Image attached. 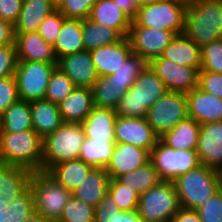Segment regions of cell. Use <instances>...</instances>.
Instances as JSON below:
<instances>
[{"instance_id": "obj_1", "label": "cell", "mask_w": 222, "mask_h": 222, "mask_svg": "<svg viewBox=\"0 0 222 222\" xmlns=\"http://www.w3.org/2000/svg\"><path fill=\"white\" fill-rule=\"evenodd\" d=\"M184 34L199 47L222 38V0H192L186 8Z\"/></svg>"}, {"instance_id": "obj_2", "label": "cell", "mask_w": 222, "mask_h": 222, "mask_svg": "<svg viewBox=\"0 0 222 222\" xmlns=\"http://www.w3.org/2000/svg\"><path fill=\"white\" fill-rule=\"evenodd\" d=\"M180 207L198 209L222 188L220 171L200 164L173 181Z\"/></svg>"}, {"instance_id": "obj_3", "label": "cell", "mask_w": 222, "mask_h": 222, "mask_svg": "<svg viewBox=\"0 0 222 222\" xmlns=\"http://www.w3.org/2000/svg\"><path fill=\"white\" fill-rule=\"evenodd\" d=\"M42 143L35 130L0 132V163L42 171Z\"/></svg>"}, {"instance_id": "obj_4", "label": "cell", "mask_w": 222, "mask_h": 222, "mask_svg": "<svg viewBox=\"0 0 222 222\" xmlns=\"http://www.w3.org/2000/svg\"><path fill=\"white\" fill-rule=\"evenodd\" d=\"M168 90L147 65L120 99L115 112L119 116L145 118L148 109Z\"/></svg>"}, {"instance_id": "obj_5", "label": "cell", "mask_w": 222, "mask_h": 222, "mask_svg": "<svg viewBox=\"0 0 222 222\" xmlns=\"http://www.w3.org/2000/svg\"><path fill=\"white\" fill-rule=\"evenodd\" d=\"M85 138L81 123L69 122H64L45 136L42 143V172H48L58 163L78 159Z\"/></svg>"}, {"instance_id": "obj_6", "label": "cell", "mask_w": 222, "mask_h": 222, "mask_svg": "<svg viewBox=\"0 0 222 222\" xmlns=\"http://www.w3.org/2000/svg\"><path fill=\"white\" fill-rule=\"evenodd\" d=\"M29 188L34 207L47 222H58L72 192L59 185L47 172H33Z\"/></svg>"}, {"instance_id": "obj_7", "label": "cell", "mask_w": 222, "mask_h": 222, "mask_svg": "<svg viewBox=\"0 0 222 222\" xmlns=\"http://www.w3.org/2000/svg\"><path fill=\"white\" fill-rule=\"evenodd\" d=\"M179 208L173 182L162 180L158 185L139 195L137 212L142 221L170 222Z\"/></svg>"}, {"instance_id": "obj_8", "label": "cell", "mask_w": 222, "mask_h": 222, "mask_svg": "<svg viewBox=\"0 0 222 222\" xmlns=\"http://www.w3.org/2000/svg\"><path fill=\"white\" fill-rule=\"evenodd\" d=\"M187 4L177 0H160L140 7L133 21L138 26L184 34Z\"/></svg>"}, {"instance_id": "obj_9", "label": "cell", "mask_w": 222, "mask_h": 222, "mask_svg": "<svg viewBox=\"0 0 222 222\" xmlns=\"http://www.w3.org/2000/svg\"><path fill=\"white\" fill-rule=\"evenodd\" d=\"M188 117L186 94L168 91L148 109L145 119L161 137Z\"/></svg>"}, {"instance_id": "obj_10", "label": "cell", "mask_w": 222, "mask_h": 222, "mask_svg": "<svg viewBox=\"0 0 222 222\" xmlns=\"http://www.w3.org/2000/svg\"><path fill=\"white\" fill-rule=\"evenodd\" d=\"M57 63L18 61L14 74L19 98L24 101L44 99L50 76Z\"/></svg>"}, {"instance_id": "obj_11", "label": "cell", "mask_w": 222, "mask_h": 222, "mask_svg": "<svg viewBox=\"0 0 222 222\" xmlns=\"http://www.w3.org/2000/svg\"><path fill=\"white\" fill-rule=\"evenodd\" d=\"M150 161L160 178L165 181H173L200 165L196 150H175L160 139L150 152Z\"/></svg>"}, {"instance_id": "obj_12", "label": "cell", "mask_w": 222, "mask_h": 222, "mask_svg": "<svg viewBox=\"0 0 222 222\" xmlns=\"http://www.w3.org/2000/svg\"><path fill=\"white\" fill-rule=\"evenodd\" d=\"M175 36L176 34L172 31L138 26L132 20L128 39L133 53L149 63L152 59L162 55Z\"/></svg>"}, {"instance_id": "obj_13", "label": "cell", "mask_w": 222, "mask_h": 222, "mask_svg": "<svg viewBox=\"0 0 222 222\" xmlns=\"http://www.w3.org/2000/svg\"><path fill=\"white\" fill-rule=\"evenodd\" d=\"M148 65L163 81L168 91L188 93L198 86L199 70L156 57Z\"/></svg>"}, {"instance_id": "obj_14", "label": "cell", "mask_w": 222, "mask_h": 222, "mask_svg": "<svg viewBox=\"0 0 222 222\" xmlns=\"http://www.w3.org/2000/svg\"><path fill=\"white\" fill-rule=\"evenodd\" d=\"M159 138L145 118L117 116L115 121L117 143L131 144L151 152Z\"/></svg>"}, {"instance_id": "obj_15", "label": "cell", "mask_w": 222, "mask_h": 222, "mask_svg": "<svg viewBox=\"0 0 222 222\" xmlns=\"http://www.w3.org/2000/svg\"><path fill=\"white\" fill-rule=\"evenodd\" d=\"M133 53L128 37L90 51L92 62L98 77H107L120 69Z\"/></svg>"}, {"instance_id": "obj_16", "label": "cell", "mask_w": 222, "mask_h": 222, "mask_svg": "<svg viewBox=\"0 0 222 222\" xmlns=\"http://www.w3.org/2000/svg\"><path fill=\"white\" fill-rule=\"evenodd\" d=\"M196 152L200 164L222 169V121L200 125Z\"/></svg>"}, {"instance_id": "obj_17", "label": "cell", "mask_w": 222, "mask_h": 222, "mask_svg": "<svg viewBox=\"0 0 222 222\" xmlns=\"http://www.w3.org/2000/svg\"><path fill=\"white\" fill-rule=\"evenodd\" d=\"M150 161V152L127 143H115L113 154L105 167L110 178L117 179L121 175L144 166Z\"/></svg>"}, {"instance_id": "obj_18", "label": "cell", "mask_w": 222, "mask_h": 222, "mask_svg": "<svg viewBox=\"0 0 222 222\" xmlns=\"http://www.w3.org/2000/svg\"><path fill=\"white\" fill-rule=\"evenodd\" d=\"M57 67L71 79L75 87L92 88L98 79L90 51L84 50L59 58Z\"/></svg>"}, {"instance_id": "obj_19", "label": "cell", "mask_w": 222, "mask_h": 222, "mask_svg": "<svg viewBox=\"0 0 222 222\" xmlns=\"http://www.w3.org/2000/svg\"><path fill=\"white\" fill-rule=\"evenodd\" d=\"M188 115L200 125L222 121V99L198 86L186 93Z\"/></svg>"}, {"instance_id": "obj_20", "label": "cell", "mask_w": 222, "mask_h": 222, "mask_svg": "<svg viewBox=\"0 0 222 222\" xmlns=\"http://www.w3.org/2000/svg\"><path fill=\"white\" fill-rule=\"evenodd\" d=\"M18 61L57 63L53 46L38 32L14 33Z\"/></svg>"}, {"instance_id": "obj_21", "label": "cell", "mask_w": 222, "mask_h": 222, "mask_svg": "<svg viewBox=\"0 0 222 222\" xmlns=\"http://www.w3.org/2000/svg\"><path fill=\"white\" fill-rule=\"evenodd\" d=\"M115 109L94 107L91 113L81 123L86 138L104 142L115 141Z\"/></svg>"}, {"instance_id": "obj_22", "label": "cell", "mask_w": 222, "mask_h": 222, "mask_svg": "<svg viewBox=\"0 0 222 222\" xmlns=\"http://www.w3.org/2000/svg\"><path fill=\"white\" fill-rule=\"evenodd\" d=\"M94 107L92 89L88 87H75L63 101L58 103L63 122L69 123H82Z\"/></svg>"}, {"instance_id": "obj_23", "label": "cell", "mask_w": 222, "mask_h": 222, "mask_svg": "<svg viewBox=\"0 0 222 222\" xmlns=\"http://www.w3.org/2000/svg\"><path fill=\"white\" fill-rule=\"evenodd\" d=\"M55 10L56 5L51 0H23L14 33L38 32L41 22Z\"/></svg>"}, {"instance_id": "obj_24", "label": "cell", "mask_w": 222, "mask_h": 222, "mask_svg": "<svg viewBox=\"0 0 222 222\" xmlns=\"http://www.w3.org/2000/svg\"><path fill=\"white\" fill-rule=\"evenodd\" d=\"M89 18L113 28L121 37H128L132 20L116 6L113 0H97Z\"/></svg>"}, {"instance_id": "obj_25", "label": "cell", "mask_w": 222, "mask_h": 222, "mask_svg": "<svg viewBox=\"0 0 222 222\" xmlns=\"http://www.w3.org/2000/svg\"><path fill=\"white\" fill-rule=\"evenodd\" d=\"M161 57L179 65L201 69V47L185 34L176 35Z\"/></svg>"}, {"instance_id": "obj_26", "label": "cell", "mask_w": 222, "mask_h": 222, "mask_svg": "<svg viewBox=\"0 0 222 222\" xmlns=\"http://www.w3.org/2000/svg\"><path fill=\"white\" fill-rule=\"evenodd\" d=\"M33 130L43 139L53 133L64 122L58 104L45 99L30 102Z\"/></svg>"}, {"instance_id": "obj_27", "label": "cell", "mask_w": 222, "mask_h": 222, "mask_svg": "<svg viewBox=\"0 0 222 222\" xmlns=\"http://www.w3.org/2000/svg\"><path fill=\"white\" fill-rule=\"evenodd\" d=\"M33 171L0 163V197L12 201L28 188Z\"/></svg>"}, {"instance_id": "obj_28", "label": "cell", "mask_w": 222, "mask_h": 222, "mask_svg": "<svg viewBox=\"0 0 222 222\" xmlns=\"http://www.w3.org/2000/svg\"><path fill=\"white\" fill-rule=\"evenodd\" d=\"M94 169L81 159L64 161L54 165L47 173L69 192H73Z\"/></svg>"}, {"instance_id": "obj_29", "label": "cell", "mask_w": 222, "mask_h": 222, "mask_svg": "<svg viewBox=\"0 0 222 222\" xmlns=\"http://www.w3.org/2000/svg\"><path fill=\"white\" fill-rule=\"evenodd\" d=\"M200 124L188 117L180 121L172 130L165 132L159 139L175 150H196Z\"/></svg>"}, {"instance_id": "obj_30", "label": "cell", "mask_w": 222, "mask_h": 222, "mask_svg": "<svg viewBox=\"0 0 222 222\" xmlns=\"http://www.w3.org/2000/svg\"><path fill=\"white\" fill-rule=\"evenodd\" d=\"M110 177L104 168H94L72 195L96 207L108 192Z\"/></svg>"}, {"instance_id": "obj_31", "label": "cell", "mask_w": 222, "mask_h": 222, "mask_svg": "<svg viewBox=\"0 0 222 222\" xmlns=\"http://www.w3.org/2000/svg\"><path fill=\"white\" fill-rule=\"evenodd\" d=\"M57 60L69 54L84 51L81 19H65L53 46Z\"/></svg>"}, {"instance_id": "obj_32", "label": "cell", "mask_w": 222, "mask_h": 222, "mask_svg": "<svg viewBox=\"0 0 222 222\" xmlns=\"http://www.w3.org/2000/svg\"><path fill=\"white\" fill-rule=\"evenodd\" d=\"M33 130L30 102L19 100L0 115V132Z\"/></svg>"}, {"instance_id": "obj_33", "label": "cell", "mask_w": 222, "mask_h": 222, "mask_svg": "<svg viewBox=\"0 0 222 222\" xmlns=\"http://www.w3.org/2000/svg\"><path fill=\"white\" fill-rule=\"evenodd\" d=\"M82 36L86 51L113 44L122 38L113 28L101 25L90 18L82 20Z\"/></svg>"}, {"instance_id": "obj_34", "label": "cell", "mask_w": 222, "mask_h": 222, "mask_svg": "<svg viewBox=\"0 0 222 222\" xmlns=\"http://www.w3.org/2000/svg\"><path fill=\"white\" fill-rule=\"evenodd\" d=\"M117 180L131 190L136 191L139 195L149 190L151 187L158 185L162 181L151 161L144 166L121 175Z\"/></svg>"}, {"instance_id": "obj_35", "label": "cell", "mask_w": 222, "mask_h": 222, "mask_svg": "<svg viewBox=\"0 0 222 222\" xmlns=\"http://www.w3.org/2000/svg\"><path fill=\"white\" fill-rule=\"evenodd\" d=\"M115 143L85 138L78 158L94 168L105 169L113 154Z\"/></svg>"}, {"instance_id": "obj_36", "label": "cell", "mask_w": 222, "mask_h": 222, "mask_svg": "<svg viewBox=\"0 0 222 222\" xmlns=\"http://www.w3.org/2000/svg\"><path fill=\"white\" fill-rule=\"evenodd\" d=\"M130 86H118L108 77H98L92 86L94 105L115 109Z\"/></svg>"}, {"instance_id": "obj_37", "label": "cell", "mask_w": 222, "mask_h": 222, "mask_svg": "<svg viewBox=\"0 0 222 222\" xmlns=\"http://www.w3.org/2000/svg\"><path fill=\"white\" fill-rule=\"evenodd\" d=\"M147 65L148 63L144 59L132 53L120 69L107 77L110 82H114L118 86H131Z\"/></svg>"}, {"instance_id": "obj_38", "label": "cell", "mask_w": 222, "mask_h": 222, "mask_svg": "<svg viewBox=\"0 0 222 222\" xmlns=\"http://www.w3.org/2000/svg\"><path fill=\"white\" fill-rule=\"evenodd\" d=\"M74 88L75 86L71 79L56 67L50 76L44 99L58 104L63 101Z\"/></svg>"}, {"instance_id": "obj_39", "label": "cell", "mask_w": 222, "mask_h": 222, "mask_svg": "<svg viewBox=\"0 0 222 222\" xmlns=\"http://www.w3.org/2000/svg\"><path fill=\"white\" fill-rule=\"evenodd\" d=\"M34 210L32 191L28 188L19 197L8 202L4 222H26V219Z\"/></svg>"}, {"instance_id": "obj_40", "label": "cell", "mask_w": 222, "mask_h": 222, "mask_svg": "<svg viewBox=\"0 0 222 222\" xmlns=\"http://www.w3.org/2000/svg\"><path fill=\"white\" fill-rule=\"evenodd\" d=\"M94 214L95 207L72 195L58 222H94Z\"/></svg>"}, {"instance_id": "obj_41", "label": "cell", "mask_w": 222, "mask_h": 222, "mask_svg": "<svg viewBox=\"0 0 222 222\" xmlns=\"http://www.w3.org/2000/svg\"><path fill=\"white\" fill-rule=\"evenodd\" d=\"M108 193L112 196L121 211L137 210L139 194L115 178H110Z\"/></svg>"}, {"instance_id": "obj_42", "label": "cell", "mask_w": 222, "mask_h": 222, "mask_svg": "<svg viewBox=\"0 0 222 222\" xmlns=\"http://www.w3.org/2000/svg\"><path fill=\"white\" fill-rule=\"evenodd\" d=\"M200 70L222 73V38L201 47Z\"/></svg>"}, {"instance_id": "obj_43", "label": "cell", "mask_w": 222, "mask_h": 222, "mask_svg": "<svg viewBox=\"0 0 222 222\" xmlns=\"http://www.w3.org/2000/svg\"><path fill=\"white\" fill-rule=\"evenodd\" d=\"M97 0H61L56 9L66 19H86L89 18L91 9Z\"/></svg>"}, {"instance_id": "obj_44", "label": "cell", "mask_w": 222, "mask_h": 222, "mask_svg": "<svg viewBox=\"0 0 222 222\" xmlns=\"http://www.w3.org/2000/svg\"><path fill=\"white\" fill-rule=\"evenodd\" d=\"M66 18L56 9L41 22L38 33L46 43L54 44L57 41L61 25Z\"/></svg>"}, {"instance_id": "obj_45", "label": "cell", "mask_w": 222, "mask_h": 222, "mask_svg": "<svg viewBox=\"0 0 222 222\" xmlns=\"http://www.w3.org/2000/svg\"><path fill=\"white\" fill-rule=\"evenodd\" d=\"M202 222H222V188L197 209Z\"/></svg>"}, {"instance_id": "obj_46", "label": "cell", "mask_w": 222, "mask_h": 222, "mask_svg": "<svg viewBox=\"0 0 222 222\" xmlns=\"http://www.w3.org/2000/svg\"><path fill=\"white\" fill-rule=\"evenodd\" d=\"M17 83L14 76L0 78V115L12 104L19 101Z\"/></svg>"}, {"instance_id": "obj_47", "label": "cell", "mask_w": 222, "mask_h": 222, "mask_svg": "<svg viewBox=\"0 0 222 222\" xmlns=\"http://www.w3.org/2000/svg\"><path fill=\"white\" fill-rule=\"evenodd\" d=\"M120 212L118 205L107 192L95 207L94 222H116V217Z\"/></svg>"}, {"instance_id": "obj_48", "label": "cell", "mask_w": 222, "mask_h": 222, "mask_svg": "<svg viewBox=\"0 0 222 222\" xmlns=\"http://www.w3.org/2000/svg\"><path fill=\"white\" fill-rule=\"evenodd\" d=\"M17 63L16 45L0 46V78L14 76Z\"/></svg>"}, {"instance_id": "obj_49", "label": "cell", "mask_w": 222, "mask_h": 222, "mask_svg": "<svg viewBox=\"0 0 222 222\" xmlns=\"http://www.w3.org/2000/svg\"><path fill=\"white\" fill-rule=\"evenodd\" d=\"M198 87L222 99V73L199 70Z\"/></svg>"}, {"instance_id": "obj_50", "label": "cell", "mask_w": 222, "mask_h": 222, "mask_svg": "<svg viewBox=\"0 0 222 222\" xmlns=\"http://www.w3.org/2000/svg\"><path fill=\"white\" fill-rule=\"evenodd\" d=\"M23 0H0V19L15 25L22 10Z\"/></svg>"}, {"instance_id": "obj_51", "label": "cell", "mask_w": 222, "mask_h": 222, "mask_svg": "<svg viewBox=\"0 0 222 222\" xmlns=\"http://www.w3.org/2000/svg\"><path fill=\"white\" fill-rule=\"evenodd\" d=\"M15 44L14 25L0 19V46Z\"/></svg>"}, {"instance_id": "obj_52", "label": "cell", "mask_w": 222, "mask_h": 222, "mask_svg": "<svg viewBox=\"0 0 222 222\" xmlns=\"http://www.w3.org/2000/svg\"><path fill=\"white\" fill-rule=\"evenodd\" d=\"M170 222H202L196 209L180 207Z\"/></svg>"}, {"instance_id": "obj_53", "label": "cell", "mask_w": 222, "mask_h": 222, "mask_svg": "<svg viewBox=\"0 0 222 222\" xmlns=\"http://www.w3.org/2000/svg\"><path fill=\"white\" fill-rule=\"evenodd\" d=\"M116 6L121 9L131 20H133L139 9L135 0H113Z\"/></svg>"}, {"instance_id": "obj_54", "label": "cell", "mask_w": 222, "mask_h": 222, "mask_svg": "<svg viewBox=\"0 0 222 222\" xmlns=\"http://www.w3.org/2000/svg\"><path fill=\"white\" fill-rule=\"evenodd\" d=\"M116 222H142V219L137 210L121 211L116 217Z\"/></svg>"}, {"instance_id": "obj_55", "label": "cell", "mask_w": 222, "mask_h": 222, "mask_svg": "<svg viewBox=\"0 0 222 222\" xmlns=\"http://www.w3.org/2000/svg\"><path fill=\"white\" fill-rule=\"evenodd\" d=\"M26 222H47L44 217L36 210L32 211Z\"/></svg>"}, {"instance_id": "obj_56", "label": "cell", "mask_w": 222, "mask_h": 222, "mask_svg": "<svg viewBox=\"0 0 222 222\" xmlns=\"http://www.w3.org/2000/svg\"><path fill=\"white\" fill-rule=\"evenodd\" d=\"M7 205L8 201L3 197H0V222H4V219L6 218Z\"/></svg>"}, {"instance_id": "obj_57", "label": "cell", "mask_w": 222, "mask_h": 222, "mask_svg": "<svg viewBox=\"0 0 222 222\" xmlns=\"http://www.w3.org/2000/svg\"><path fill=\"white\" fill-rule=\"evenodd\" d=\"M135 1L137 2L138 6L140 8V7H143L146 5H151V4L156 3L160 0H135Z\"/></svg>"}, {"instance_id": "obj_58", "label": "cell", "mask_w": 222, "mask_h": 222, "mask_svg": "<svg viewBox=\"0 0 222 222\" xmlns=\"http://www.w3.org/2000/svg\"><path fill=\"white\" fill-rule=\"evenodd\" d=\"M177 1H180V2L188 5L192 0H177Z\"/></svg>"}, {"instance_id": "obj_59", "label": "cell", "mask_w": 222, "mask_h": 222, "mask_svg": "<svg viewBox=\"0 0 222 222\" xmlns=\"http://www.w3.org/2000/svg\"><path fill=\"white\" fill-rule=\"evenodd\" d=\"M55 5H57L61 0H51Z\"/></svg>"}]
</instances>
